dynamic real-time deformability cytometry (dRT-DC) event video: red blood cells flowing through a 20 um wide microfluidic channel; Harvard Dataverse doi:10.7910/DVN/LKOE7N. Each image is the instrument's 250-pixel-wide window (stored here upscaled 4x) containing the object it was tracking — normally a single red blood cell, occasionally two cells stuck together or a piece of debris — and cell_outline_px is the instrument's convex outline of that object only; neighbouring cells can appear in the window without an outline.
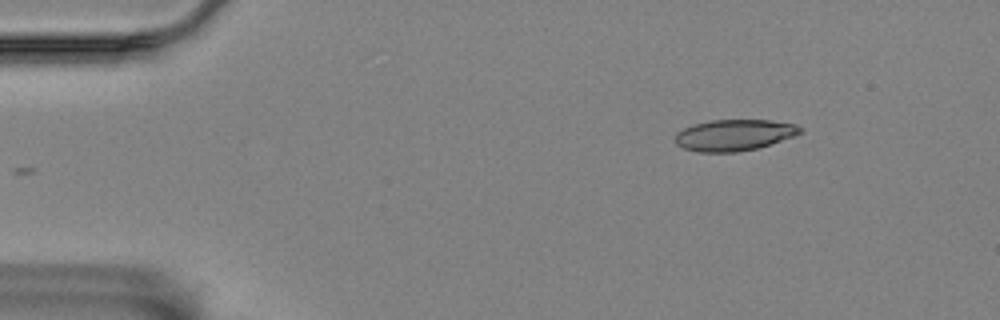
{"species": "Egyptian fruit bat (a non-hibernating species)", "species_latin": "Rousettus aegyptiacus", "temperature_condition": "room temperature", "stored_images_in_passage": 49, "camera_frame_rate_fps": 3000, "um_per_image_px": 0.085, "animal": {"sex": "female"}, "frame": {"image": 1, "passage_image": 1, "time_ms": 0.0, "image_size_px": [1000, 320], "cell_outline_px": [[800, 132], [792, 136], [756, 148], [736, 152], [700, 152], [684, 148], [676, 144], [676, 132], [692, 124], [712, 120], [772, 120], [796, 124], [800, 128]], "centroid_in_image_um": [62.35, 11.47], "position_along_channel_um": 22.7, "area_um2": 22.43}}
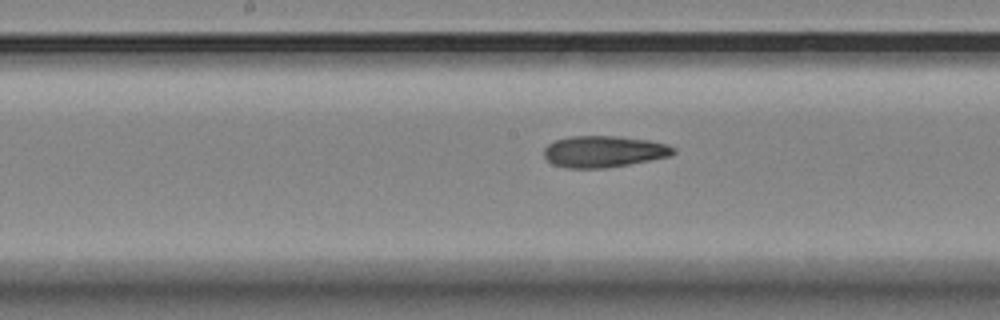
{"frame": {"image": 2, "passage_image": 22, "time_ms": 7.0, "image_size_px": [1000, 320], "cell_outline_px": [[676, 152], [672, 156], [628, 164], [604, 168], [568, 168], [552, 164], [544, 156], [544, 148], [548, 144], [556, 140], [568, 136], [620, 136], [648, 140], [668, 144], [676, 148]], "centroid_in_image_um": [51.34, 12.87], "position_along_channel_um": 196.9, "area_um2": 23.87}}
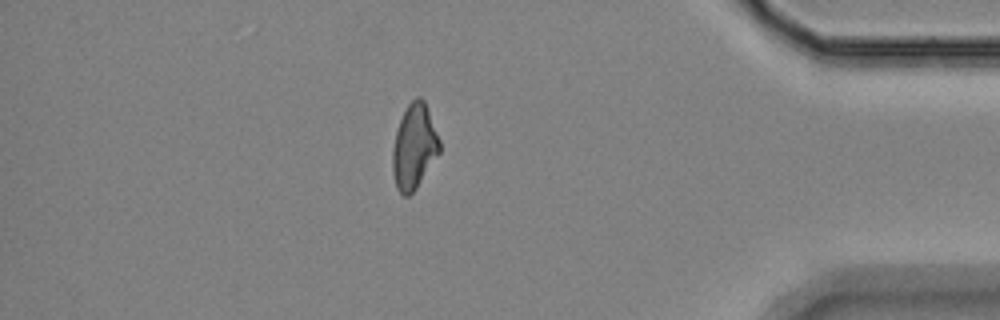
{"frame": {"image": 3, "passage_image": 42, "time_ms": 13.667, "image_size_px": [1000, 320], "cell_outline_px": [[440, 152], [416, 188], [408, 196], [404, 196], [396, 188], [392, 172], [392, 148], [396, 132], [400, 120], [408, 104], [416, 96], [420, 96], [424, 100], [440, 140]], "centroid_in_image_um": [35.19, 12.47], "position_along_channel_um": 400.0, "area_um2": 23.12}, "authors_computed_cell_mechanics": {"area_um2": 23.5824, "velocity_mm_per_s": 3.5599, "shape_relaxation_time_tau1_ms": null, "shape_relaxation_time_tau2_ms": 4.5765, "deformation_change_tau1": null, "deformation_change_tau2": 0.1453}}